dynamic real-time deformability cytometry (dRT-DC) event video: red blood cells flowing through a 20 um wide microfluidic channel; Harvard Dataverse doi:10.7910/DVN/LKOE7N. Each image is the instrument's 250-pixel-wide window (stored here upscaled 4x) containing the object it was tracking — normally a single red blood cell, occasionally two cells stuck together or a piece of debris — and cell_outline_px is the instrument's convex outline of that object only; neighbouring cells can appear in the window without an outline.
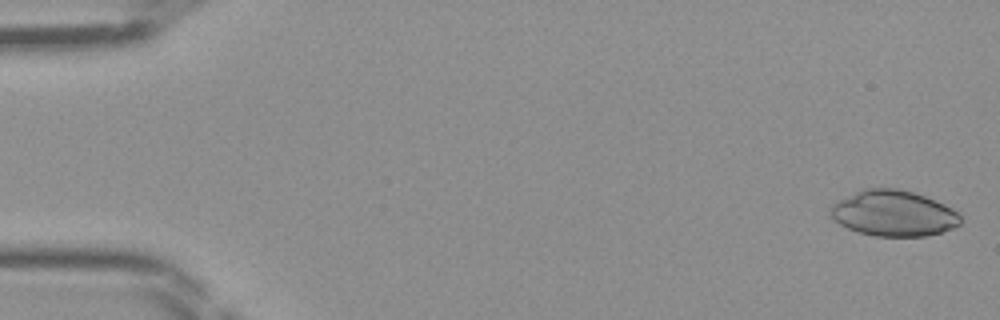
{"species": "Egyptian fruit bat (a non-hibernating species)", "species_latin": "Rousettus aegyptiacus", "temperature_condition": "room temperature", "stored_images_in_passage": 8, "camera_frame_rate_fps": 3000, "um_per_image_px": 0.085, "frame": {"image": 1, "passage_image": 1, "time_ms": 0.0, "image_size_px": [1000, 320], "cell_outline_px": [[960, 224], [952, 228], [928, 236], [876, 236], [860, 232], [848, 228], [840, 224], [828, 212], [828, 208], [832, 204], [864, 188], [896, 188], [912, 192], [924, 196], [944, 204], [956, 212], [960, 216]], "centroid_in_image_um": [75.93, 18.13], "position_along_channel_um": 9.1, "area_um2": 34.28}}